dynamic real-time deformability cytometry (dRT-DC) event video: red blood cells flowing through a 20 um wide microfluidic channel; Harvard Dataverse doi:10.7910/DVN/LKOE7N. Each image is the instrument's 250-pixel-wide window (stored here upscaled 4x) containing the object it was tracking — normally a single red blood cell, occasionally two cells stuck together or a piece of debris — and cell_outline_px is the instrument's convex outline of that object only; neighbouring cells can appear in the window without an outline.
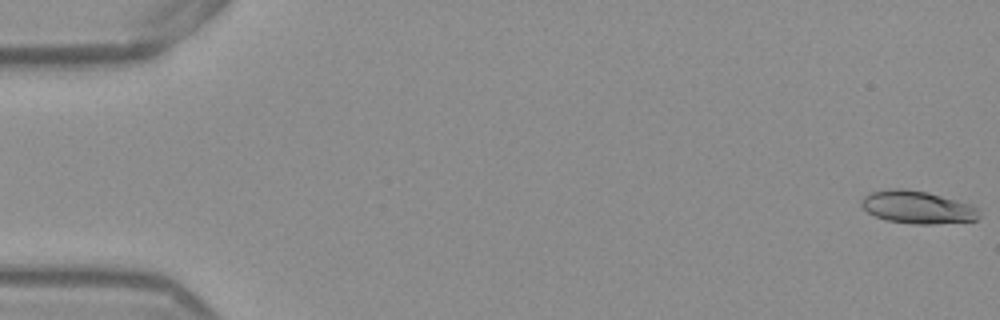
{"species": "Egyptian fruit bat (a non-hibernating species)", "species_latin": "Rousettus aegyptiacus", "temperature_condition": "warm", "stored_images_in_passage": 53, "camera_frame_rate_fps": 3000, "um_per_image_px": 0.085, "frame": {"image": 1, "passage_image": 1, "time_ms": 0.0, "image_size_px": [1000, 320], "cell_outline_px": [[980, 216], [976, 220], [936, 224], [912, 224], [888, 220], [876, 216], [868, 212], [860, 204], [860, 200], [868, 192], [892, 188], [904, 188], [928, 192], [972, 204], [980, 208]], "centroid_in_image_um": [78.0, 17.6], "position_along_channel_um": 7.0, "area_um2": 22.72}}
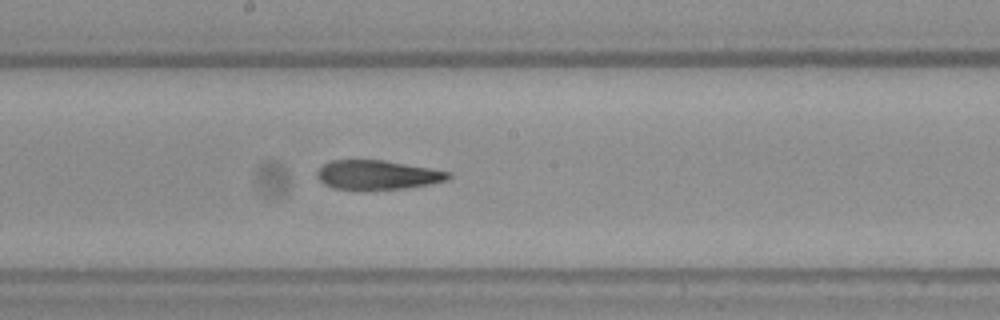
{"frame": {"image": 2, "passage_image": 29, "time_ms": 9.333, "image_size_px": [1000, 320], "cell_outline_px": [[452, 176], [444, 180], [428, 184], [400, 188], [364, 192], [332, 188], [324, 184], [316, 176], [316, 172], [324, 164], [332, 160], [384, 160], [428, 168], [448, 172]], "centroid_in_image_um": [31.98, 14.89], "position_along_channel_um": 216.2, "area_um2": 22.54}}
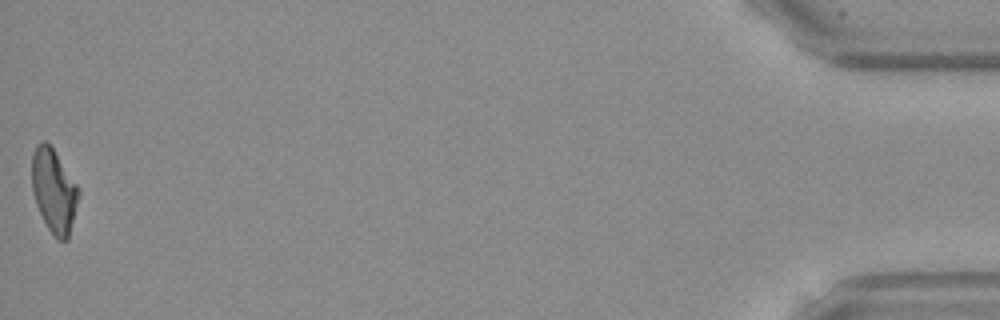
{"frame": {"image": 3, "passage_image": 53, "time_ms": 17.333, "image_size_px": [1000, 320], "cell_outline_px": [[80, 192], [68, 240], [60, 240], [48, 228], [36, 204], [32, 192], [32, 152], [36, 144], [40, 140], [44, 140], [52, 148], [80, 188]], "centroid_in_image_um": [4.57, 16.18], "position_along_channel_um": 430.6, "area_um2": 22.6}, "authors_computed_cell_mechanics": {"area_um2": 22.831, "velocity_mm_per_s": 3.89, "shape_relaxation_time_tau1_ms": null, "shape_relaxation_time_tau2_ms": 6.1074, "deformation_change_tau1": null, "deformation_change_tau2": 0.1655}}